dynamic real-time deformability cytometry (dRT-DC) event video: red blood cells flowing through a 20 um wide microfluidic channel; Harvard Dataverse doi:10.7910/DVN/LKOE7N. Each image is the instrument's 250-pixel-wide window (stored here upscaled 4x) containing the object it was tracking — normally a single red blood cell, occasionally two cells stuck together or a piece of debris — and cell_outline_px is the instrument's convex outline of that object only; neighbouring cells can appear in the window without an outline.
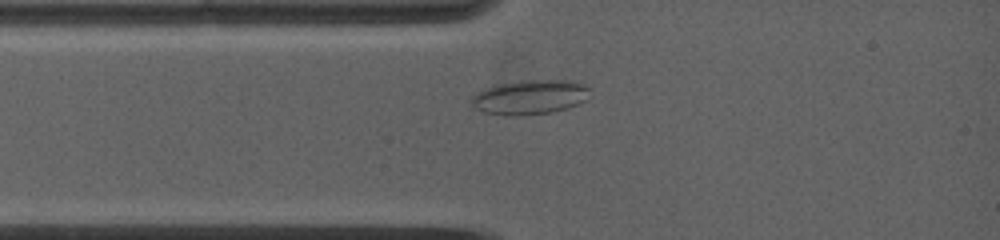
{"species": "common noctule bat (a hibernating species)", "species_latin": "Nyctalus noctula", "temperature_condition": "warm", "stored_images_in_passage": 51, "camera_frame_rate_fps": 5000, "um_per_image_px": 0.085, "animal": {"sex": "female", "body_mass_g": 19.0, "forearm_length_mm": 53.3}, "frame": {"image": 1, "passage_image": 8, "time_ms": 2.0, "image_size_px": [1000, 240], "cell_outline_px": [[588, 88], [584, 100], [580, 104], [548, 112], [516, 116], [504, 116], [484, 112], [476, 108], [472, 104], [472, 96], [476, 92], [484, 88], [520, 80], [572, 80], [584, 84]], "centroid_in_image_um": [45.0, 8.25], "position_along_channel_um": 40.0, "area_um2": 23.52}}
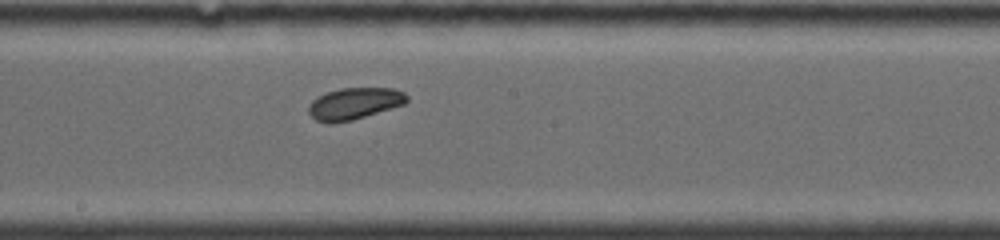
{"frame": {"image": 2, "passage_image": 27, "time_ms": 6.6, "image_size_px": [1000, 240], "cell_outline_px": [[408, 100], [404, 104], [352, 120], [328, 124], [316, 120], [308, 112], [308, 108], [312, 100], [328, 92], [340, 88], [396, 88], [404, 92], [408, 96]], "centroid_in_image_um": [30.13, 8.8], "position_along_channel_um": 218.1, "area_um2": 18.03}}
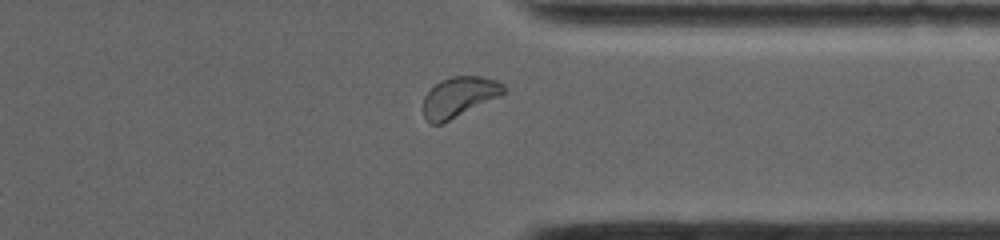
{"frame": {"image": 3, "passage_image": 44, "time_ms": 10.6, "image_size_px": [1000, 240], "cell_outline_px": [[508, 88], [504, 92], [440, 124], [432, 124], [424, 116], [424, 96], [440, 80], [452, 76], [480, 76], [496, 80], [504, 84]], "centroid_in_image_um": [39.0, 8.2], "position_along_channel_um": 372.4, "area_um2": 18.09}, "authors_computed_cell_mechanics": {"area_um2": 18.496, "velocity_mm_per_s": 3.8858, "shape_relaxation_time_tau1_ms": 2.3818, "shape_relaxation_time_tau2_ms": null, "deformation_change_tau1": 0.065, "deformation_change_tau2": null}}